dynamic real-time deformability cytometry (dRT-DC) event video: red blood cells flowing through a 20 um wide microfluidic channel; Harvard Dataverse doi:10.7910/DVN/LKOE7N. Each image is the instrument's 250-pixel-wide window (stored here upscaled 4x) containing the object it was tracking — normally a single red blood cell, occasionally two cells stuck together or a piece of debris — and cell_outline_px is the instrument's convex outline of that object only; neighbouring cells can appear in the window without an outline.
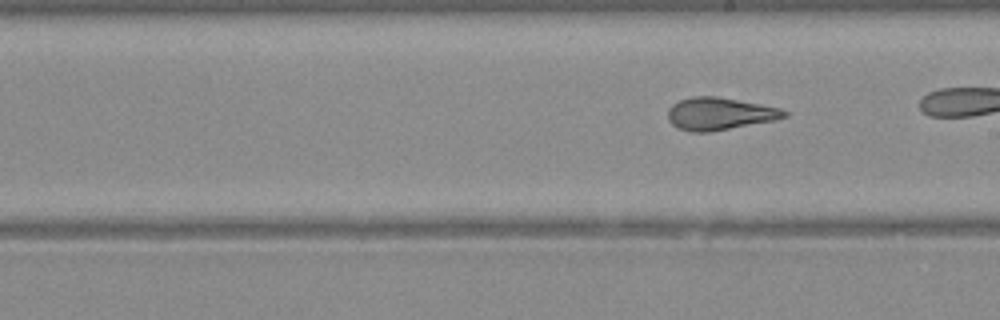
{"species": "Egyptian fruit bat (a non-hibernating species)", "species_latin": "Rousettus aegyptiacus", "temperature_condition": "warm", "stored_images_in_passage": 9, "camera_frame_rate_fps": 3000, "um_per_image_px": 0.085, "animal": {"sex": "female"}, "frame": {"image": 1, "passage_image": 9, "time_ms": 2.667, "image_size_px": [1000, 320], "cell_outline_px": [[788, 116], [776, 120], [708, 132], [692, 132], [680, 128], [672, 124], [668, 120], [668, 108], [672, 104], [680, 100], [692, 96], [716, 96], [760, 104], [780, 108], [788, 112]], "centroid_in_image_um": [61.16, 9.66], "position_along_channel_um": 227.8, "area_um2": 21.91}}